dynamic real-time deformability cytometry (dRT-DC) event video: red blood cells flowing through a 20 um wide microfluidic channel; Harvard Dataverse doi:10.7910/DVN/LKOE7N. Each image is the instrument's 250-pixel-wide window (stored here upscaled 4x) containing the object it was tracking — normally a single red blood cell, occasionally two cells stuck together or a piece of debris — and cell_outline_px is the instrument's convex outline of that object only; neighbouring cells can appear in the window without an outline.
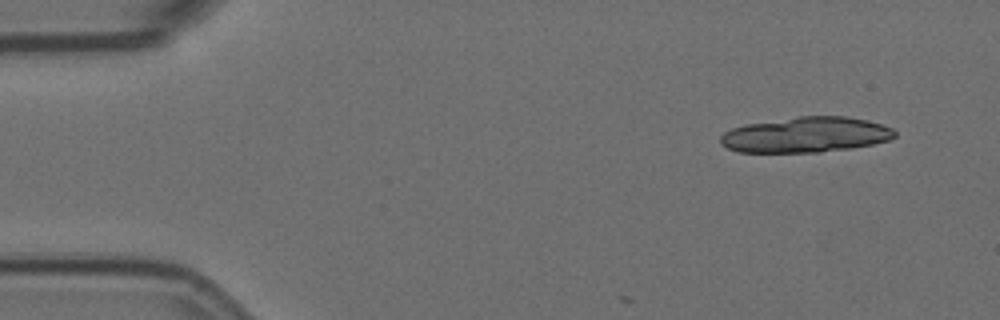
{"species": "Egyptian fruit bat (a non-hibernating species)", "species_latin": "Rousettus aegyptiacus", "temperature_condition": "room temperature", "stored_images_in_passage": 3, "camera_frame_rate_fps": 3000, "um_per_image_px": 0.085, "animal": {"sex": "female"}, "frame": {"image": 1, "passage_image": 1, "time_ms": 0.0, "image_size_px": [1000, 320], "cell_outline_px": [[896, 136], [888, 140], [872, 144], [848, 148], [820, 152], [736, 152], [720, 144], [720, 136], [724, 132], [732, 128], [744, 124], [800, 116], [848, 116], [868, 120], [892, 128], [896, 132]], "centroid_in_image_um": [68.47, 11.45], "position_along_channel_um": 16.5, "area_um2": 36.01}}